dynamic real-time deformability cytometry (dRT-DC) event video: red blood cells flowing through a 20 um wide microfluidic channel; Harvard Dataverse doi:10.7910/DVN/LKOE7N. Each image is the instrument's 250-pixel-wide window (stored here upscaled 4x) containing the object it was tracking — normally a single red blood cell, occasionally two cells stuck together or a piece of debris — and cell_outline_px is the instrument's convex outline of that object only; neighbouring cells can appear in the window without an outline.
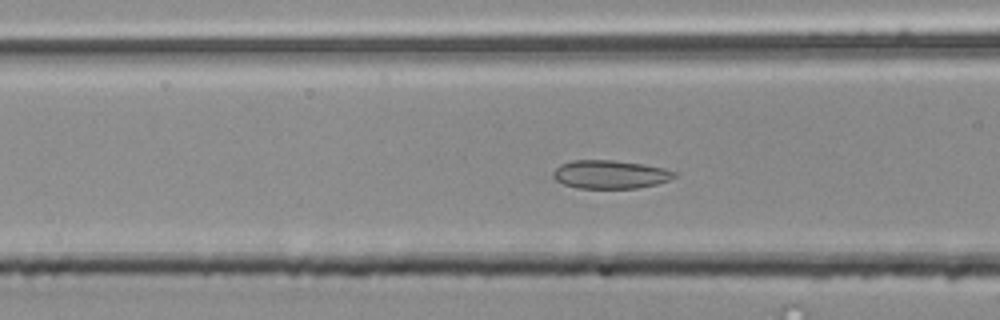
{"species": "common noctule bat (a hibernating species)", "species_latin": "Nyctalus noctula", "temperature_condition": "room temperature", "stored_images_in_passage": 19, "camera_frame_rate_fps": 3000, "um_per_image_px": 0.085, "animal": {"sex": "male", "body_mass_g": 20.4}, "frame": {"image": 1, "passage_image": 5, "time_ms": 1.333, "image_size_px": [1000, 320], "cell_outline_px": [[676, 176], [668, 180], [656, 184], [636, 188], [576, 188], [564, 184], [556, 180], [552, 176], [552, 172], [560, 164], [572, 160], [612, 160], [644, 164], [664, 168], [676, 172]], "centroid_in_image_um": [51.84, 14.82], "position_along_channel_um": 114.8, "area_um2": 20.06}}
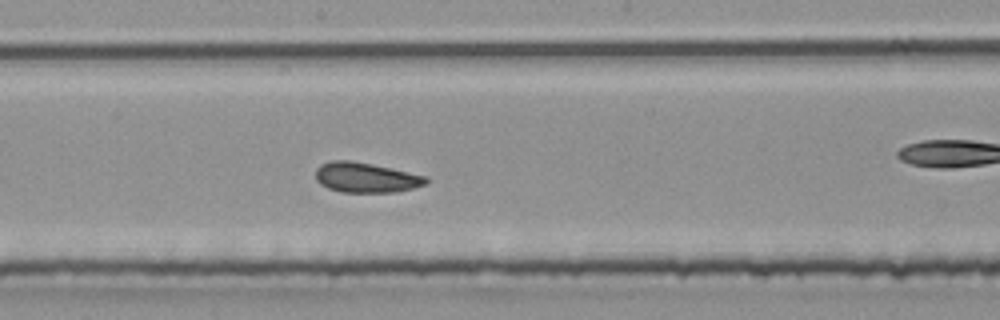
{"frame": {"image": 2, "passage_image": 13, "time_ms": 4.0, "image_size_px": [1000, 320], "cell_outline_px": [[428, 184], [396, 192], [340, 192], [328, 188], [320, 184], [316, 180], [316, 168], [320, 164], [332, 160], [352, 160], [372, 164], [428, 176]], "centroid_in_image_um": [31.1, 15.08], "position_along_channel_um": 217.1, "area_um2": 19.48}}
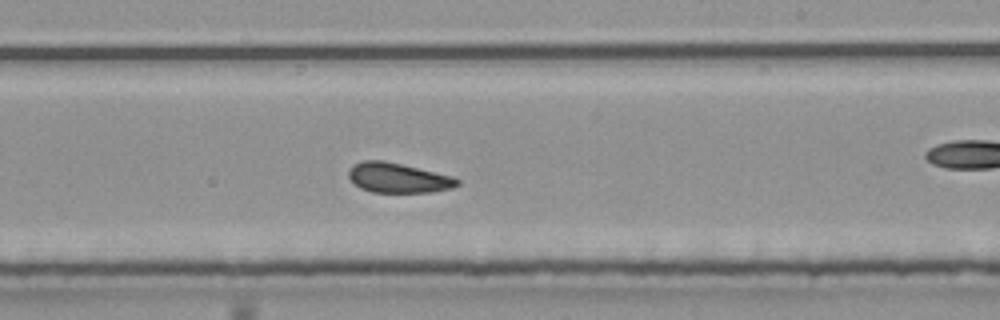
{"frame": {"image": 3, "passage_image": 16, "time_ms": 5.0, "image_size_px": [1000, 320], "cell_outline_px": [[460, 184], [452, 188], [432, 192], [372, 192], [360, 188], [348, 176], [348, 172], [352, 164], [364, 160], [384, 160], [448, 176], [460, 180]], "centroid_in_image_um": [33.79, 15.12], "position_along_channel_um": 255.2, "area_um2": 18.55}}